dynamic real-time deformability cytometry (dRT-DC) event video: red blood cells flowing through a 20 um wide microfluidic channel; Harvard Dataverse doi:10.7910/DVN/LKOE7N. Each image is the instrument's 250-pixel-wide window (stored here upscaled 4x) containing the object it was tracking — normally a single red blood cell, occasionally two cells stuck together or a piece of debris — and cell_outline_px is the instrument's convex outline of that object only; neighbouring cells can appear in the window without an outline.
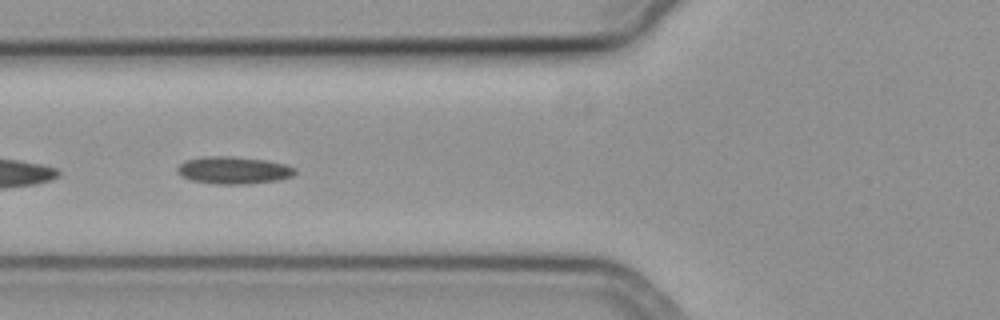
{"species": "common noctule bat (a hibernating species)", "species_latin": "Nyctalus noctula", "temperature_condition": "cold", "stored_images_in_passage": 12, "camera_frame_rate_fps": 3000, "um_per_image_px": 0.085, "animal": {"sex": "female", "body_mass_g": 19.3, "forearm_length_mm": 54.1}, "frame": {"image": 1, "passage_image": 10, "time_ms": 3.0, "image_size_px": [1000, 320], "cell_outline_px": [[296, 172], [292, 176], [280, 180], [248, 184], [216, 184], [192, 180], [180, 176], [176, 172], [176, 168], [184, 160], [204, 156], [232, 156], [268, 160], [288, 164], [296, 168]], "centroid_in_image_um": [19.86, 14.46], "position_along_channel_um": 105.9, "area_um2": 19.13}}